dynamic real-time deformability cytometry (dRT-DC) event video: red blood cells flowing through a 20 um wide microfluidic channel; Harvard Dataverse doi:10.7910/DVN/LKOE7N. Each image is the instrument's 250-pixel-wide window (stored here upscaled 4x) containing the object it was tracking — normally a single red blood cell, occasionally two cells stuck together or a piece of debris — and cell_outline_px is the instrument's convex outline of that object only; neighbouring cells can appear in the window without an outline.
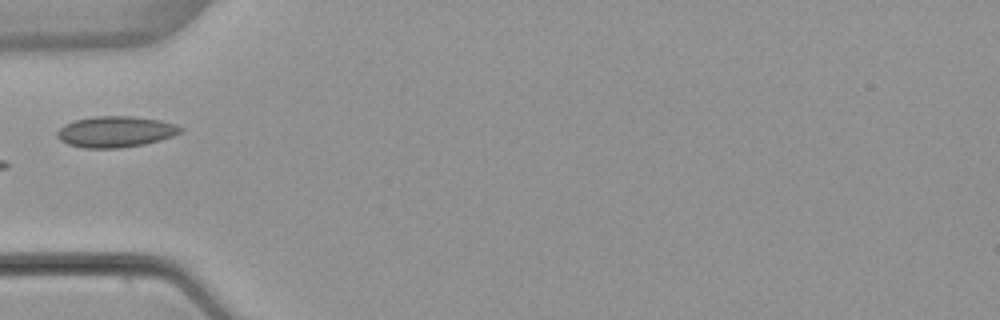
{"species": "common noctule bat (a hibernating species)", "species_latin": "Nyctalus noctula", "temperature_condition": "warm", "stored_images_in_passage": 5, "camera_frame_rate_fps": 3000, "um_per_image_px": 0.085, "animal": {"sex": "female", "body_mass_g": 22.7, "forearm_length_mm": 54.2}, "frame": {"image": 1, "passage_image": 5, "time_ms": 5.0, "image_size_px": [1000, 320], "cell_outline_px": [[184, 128], [180, 132], [172, 136], [160, 140], [144, 144], [120, 148], [84, 148], [68, 144], [60, 140], [56, 136], [56, 132], [64, 124], [76, 120], [96, 116], [132, 116], [160, 120], [176, 124]], "centroid_in_image_um": [9.82, 11.2], "position_along_channel_um": 75.2, "area_um2": 22.31}}